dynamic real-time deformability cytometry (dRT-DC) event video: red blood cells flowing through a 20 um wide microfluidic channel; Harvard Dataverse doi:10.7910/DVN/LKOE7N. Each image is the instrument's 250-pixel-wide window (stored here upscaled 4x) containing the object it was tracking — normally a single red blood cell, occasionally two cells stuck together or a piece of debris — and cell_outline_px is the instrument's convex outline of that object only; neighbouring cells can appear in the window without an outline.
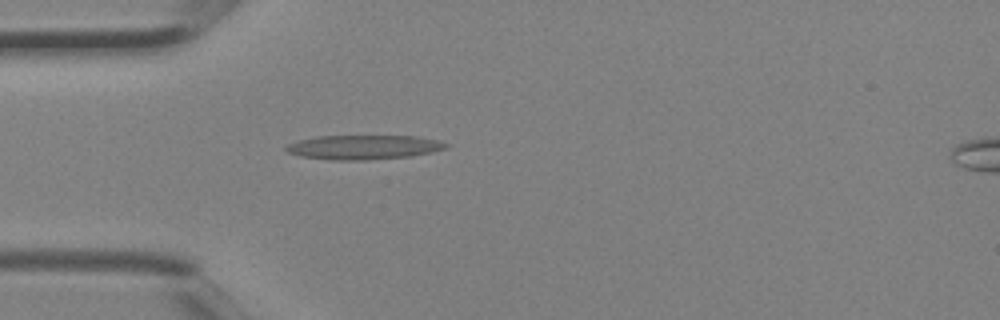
{"species": "Egyptian fruit bat (a non-hibernating species)", "species_latin": "Rousettus aegyptiacus", "temperature_condition": "room temperature", "stored_images_in_passage": 2, "camera_frame_rate_fps": 3000, "um_per_image_px": 0.085, "animal": {"sex": "female"}, "frame": {"image": 1, "passage_image": 2, "time_ms": 0.333, "image_size_px": [1000, 320], "cell_outline_px": [[448, 144], [444, 148], [432, 152], [412, 156], [368, 160], [332, 160], [300, 156], [288, 152], [284, 148], [288, 144], [300, 140], [316, 136], [416, 136], [436, 140]], "centroid_in_image_um": [30.88, 12.51], "position_along_channel_um": 54.1, "area_um2": 22.54}}